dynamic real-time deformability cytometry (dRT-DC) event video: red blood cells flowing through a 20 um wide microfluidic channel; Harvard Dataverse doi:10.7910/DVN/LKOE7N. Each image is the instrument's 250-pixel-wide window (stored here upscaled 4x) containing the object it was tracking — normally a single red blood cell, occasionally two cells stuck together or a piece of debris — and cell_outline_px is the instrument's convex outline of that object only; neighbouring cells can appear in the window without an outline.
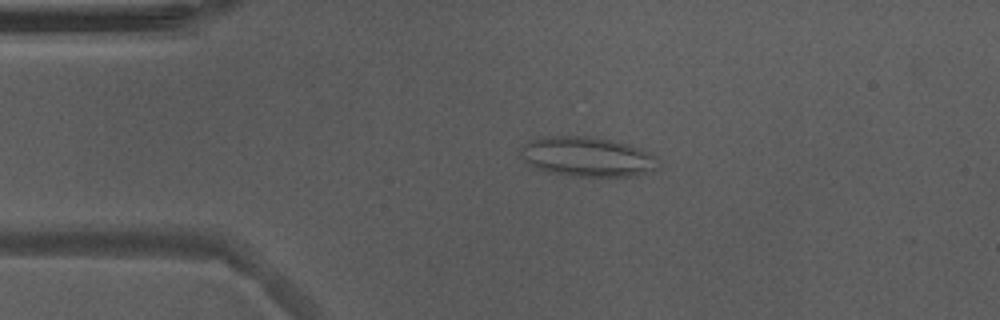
{"species": "Egyptian fruit bat (a non-hibernating species)", "species_latin": "Rousettus aegyptiacus", "temperature_condition": "warm", "stored_images_in_passage": 52, "camera_frame_rate_fps": 3000, "um_per_image_px": 0.085, "animal": {"sex": "male"}, "frame": {"image": 1, "passage_image": 11, "time_ms": 3.333, "image_size_px": [1000, 320], "cell_outline_px": [[656, 172], [636, 176], [572, 176], [552, 172], [536, 168], [528, 164], [516, 156], [520, 148], [528, 140], [536, 136], [588, 136], [628, 144], [648, 152], [656, 156]], "centroid_in_image_um": [49.84, 13.32], "position_along_channel_um": 35.2, "area_um2": 32.25}}
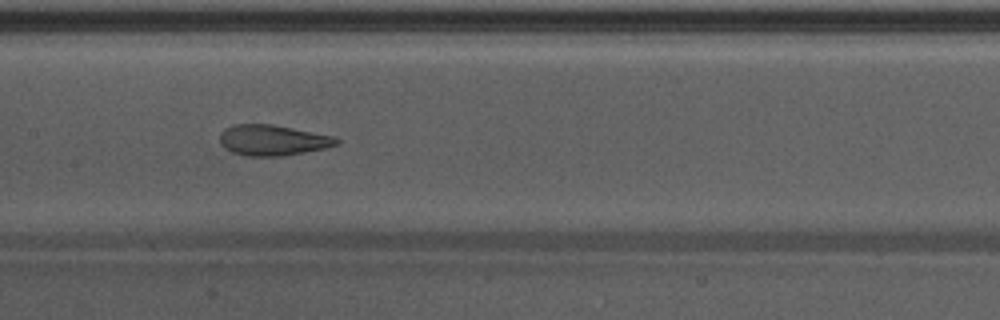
{"frame": {"image": 2, "passage_image": 25, "time_ms": 8.0, "image_size_px": [1000, 320], "cell_outline_px": [[340, 144], [324, 148], [304, 152], [280, 156], [248, 156], [232, 152], [224, 148], [220, 144], [220, 132], [224, 128], [232, 124], [272, 124], [336, 136], [340, 140]], "centroid_in_image_um": [23.17, 11.9], "position_along_channel_um": 184.2, "area_um2": 21.04}}
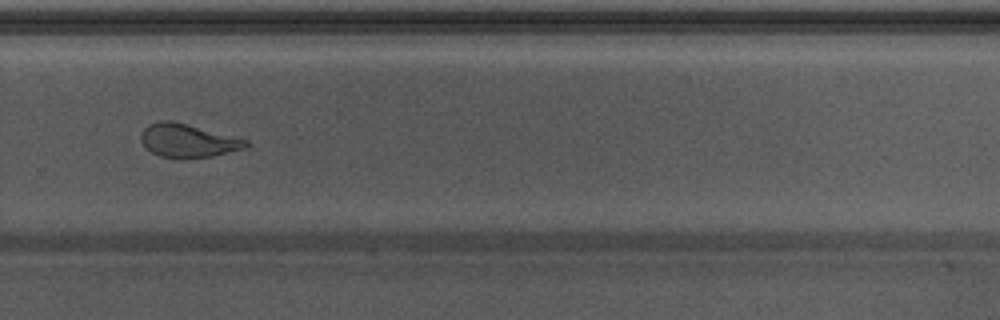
{"frame": {"image": 3, "passage_image": 35, "time_ms": 11.333, "image_size_px": [1000, 320], "cell_outline_px": [[248, 144], [244, 148], [212, 156], [180, 160], [160, 156], [152, 152], [140, 140], [140, 136], [144, 128], [148, 124], [160, 120], [172, 120], [248, 140]], "centroid_in_image_um": [15.93, 11.96], "position_along_channel_um": 313.9, "area_um2": 20.46}, "authors_computed_cell_mechanics": {"area_um2": 23.1489, "velocity_mm_per_s": 3.8964, "shape_relaxation_time_tau1_ms": 7.4714, "shape_relaxation_time_tau2_ms": 1.4829, "deformation_change_tau1": 0.2099, "deformation_change_tau2": 0.0827}}